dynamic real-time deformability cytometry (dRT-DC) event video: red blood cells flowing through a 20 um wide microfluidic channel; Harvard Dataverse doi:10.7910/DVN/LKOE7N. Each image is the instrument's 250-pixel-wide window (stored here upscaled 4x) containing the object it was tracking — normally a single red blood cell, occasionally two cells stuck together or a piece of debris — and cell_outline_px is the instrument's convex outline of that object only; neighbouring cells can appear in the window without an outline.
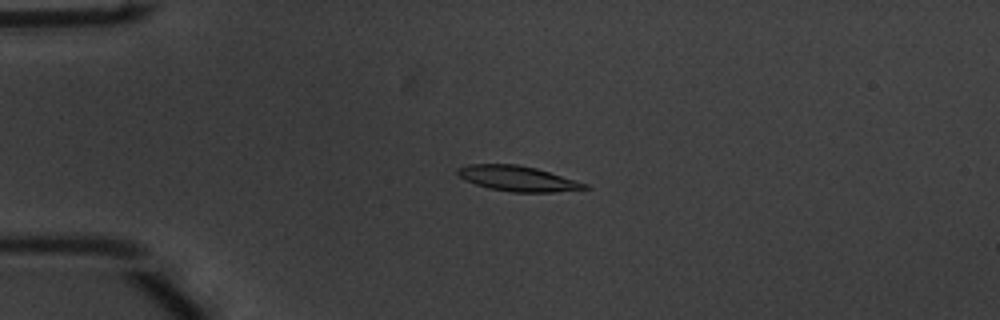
{"species": "common noctule bat (a hibernating species)", "species_latin": "Nyctalus noctula", "temperature_condition": "warm", "stored_images_in_passage": 44, "camera_frame_rate_fps": 3000, "um_per_image_px": 0.085, "animal": {"sex": "male", "body_mass_g": 20.1, "forearm_length_mm": 53.5}, "frame": {"image": 1, "passage_image": 4, "time_ms": 1.0, "image_size_px": [1000, 320], "cell_outline_px": [[592, 188], [552, 192], [512, 192], [488, 188], [464, 180], [456, 172], [456, 168], [468, 164], [516, 164], [536, 168], [588, 184]], "centroid_in_image_um": [43.98, 15.17], "position_along_channel_um": 41.0, "area_um2": 18.67}}
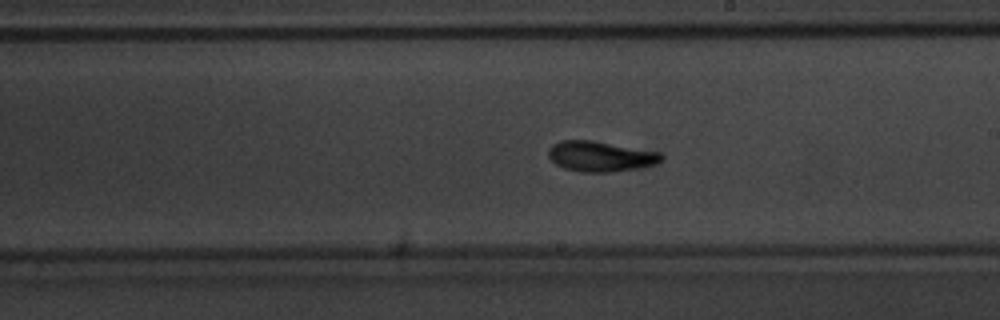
{"frame": {"image": 2, "passage_image": 22, "time_ms": 7.0, "image_size_px": [1000, 320], "cell_outline_px": [[664, 156], [656, 164], [636, 168], [612, 172], [580, 172], [564, 168], [556, 164], [548, 156], [548, 148], [552, 144], [560, 140], [592, 140], [660, 152]], "centroid_in_image_um": [51.01, 13.28], "position_along_channel_um": 238.0, "area_um2": 20.0}}
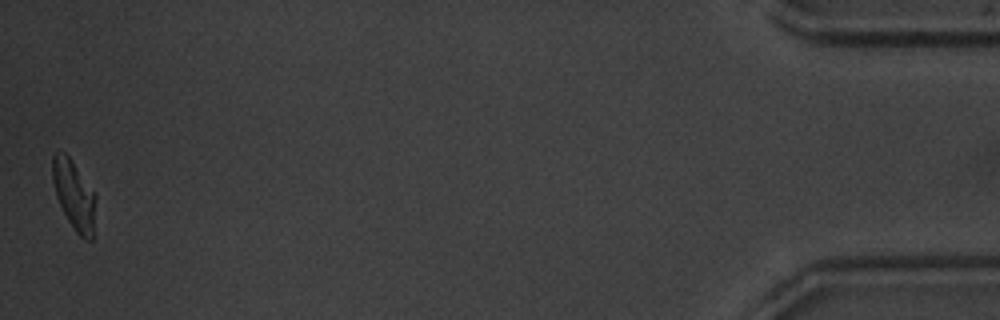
{"frame": {"image": 3, "passage_image": 44, "time_ms": 14.333, "image_size_px": [1000, 320], "cell_outline_px": [[96, 200], [92, 240], [84, 240], [76, 232], [68, 220], [56, 196], [52, 180], [52, 156], [56, 152], [64, 152], [72, 160], [96, 192]], "centroid_in_image_um": [6.31, 16.56], "position_along_channel_um": 428.9, "area_um2": 17.63}, "authors_computed_cell_mechanics": {"area_um2": 18.6405, "velocity_mm_per_s": 3.7921, "shape_relaxation_time_tau1_ms": 2.1544, "shape_relaxation_time_tau2_ms": 1.5854, "deformation_change_tau1": 0.1704, "deformation_change_tau2": 0.0925}}